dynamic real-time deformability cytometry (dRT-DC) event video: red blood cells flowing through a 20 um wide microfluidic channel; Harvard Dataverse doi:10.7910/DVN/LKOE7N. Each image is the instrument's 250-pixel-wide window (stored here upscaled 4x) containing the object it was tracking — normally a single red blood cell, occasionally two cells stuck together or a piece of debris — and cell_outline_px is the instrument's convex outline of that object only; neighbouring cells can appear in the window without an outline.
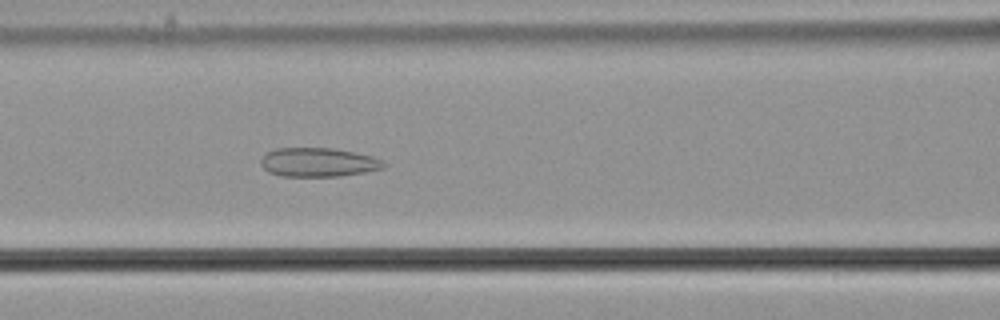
{"species": "common noctule bat (a hibernating species)", "species_latin": "Nyctalus noctula", "temperature_condition": "cold", "stored_images_in_passage": 57, "camera_frame_rate_fps": 3000, "um_per_image_px": 0.085, "animal": {"sex": "male", "body_mass_g": 21.5, "forearm_length_mm": 52.0}, "frame": {"image": 1, "passage_image": 25, "time_ms": 8.0, "image_size_px": [1000, 320], "cell_outline_px": [[388, 164], [384, 168], [364, 172], [340, 176], [280, 176], [268, 172], [260, 164], [260, 160], [264, 152], [276, 148], [332, 148], [372, 156]], "centroid_in_image_um": [27.0, 13.79], "position_along_channel_um": 139.6, "area_um2": 20.81}}
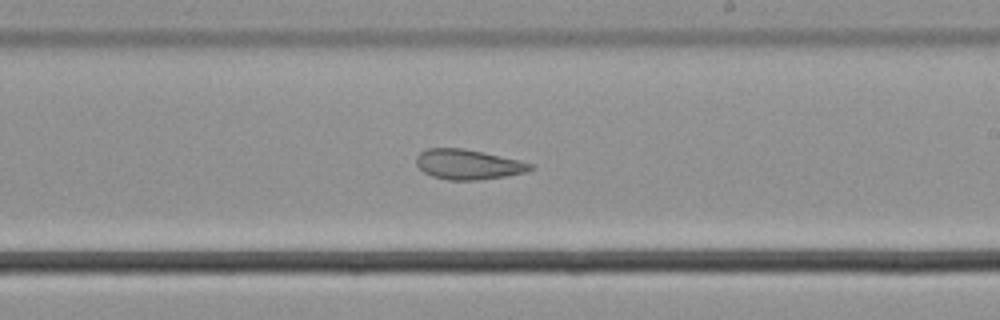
{"frame": {"image": 2, "passage_image": 34, "time_ms": 11.0, "image_size_px": [1000, 320], "cell_outline_px": [[536, 168], [528, 172], [504, 176], [476, 180], [448, 180], [432, 176], [424, 172], [416, 164], [416, 156], [420, 152], [428, 148], [464, 148], [484, 152], [532, 164]], "centroid_in_image_um": [39.78, 13.97], "position_along_channel_um": 249.2, "area_um2": 19.88}}
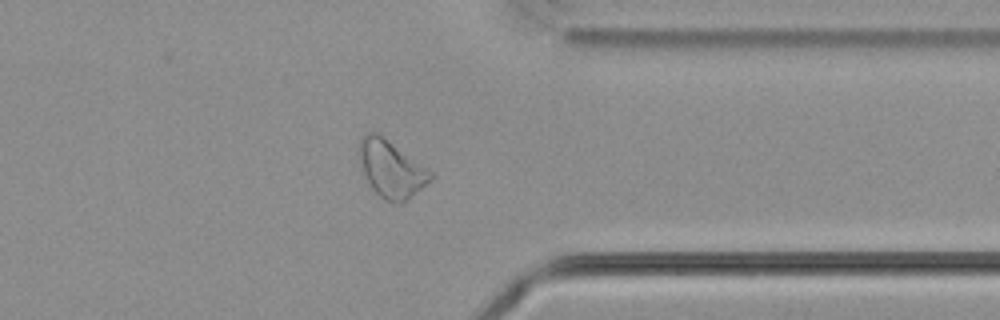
{"frame": {"image": 3, "passage_image": 45, "time_ms": 14.667, "image_size_px": [1000, 320], "cell_outline_px": [[436, 176], [432, 180], [404, 204], [400, 204], [384, 200], [372, 188], [360, 164], [356, 152], [360, 140], [368, 132], [376, 132], [432, 172]], "centroid_in_image_um": [33.25, 14.4], "position_along_channel_um": 378.1, "area_um2": 23.64}, "authors_computed_cell_mechanics": {"area_um2": 26.4146, "velocity_mm_per_s": 3.664, "shape_relaxation_time_tau1_ms": null, "shape_relaxation_time_tau2_ms": 3.0783, "deformation_change_tau1": null, "deformation_change_tau2": 0.0718}}